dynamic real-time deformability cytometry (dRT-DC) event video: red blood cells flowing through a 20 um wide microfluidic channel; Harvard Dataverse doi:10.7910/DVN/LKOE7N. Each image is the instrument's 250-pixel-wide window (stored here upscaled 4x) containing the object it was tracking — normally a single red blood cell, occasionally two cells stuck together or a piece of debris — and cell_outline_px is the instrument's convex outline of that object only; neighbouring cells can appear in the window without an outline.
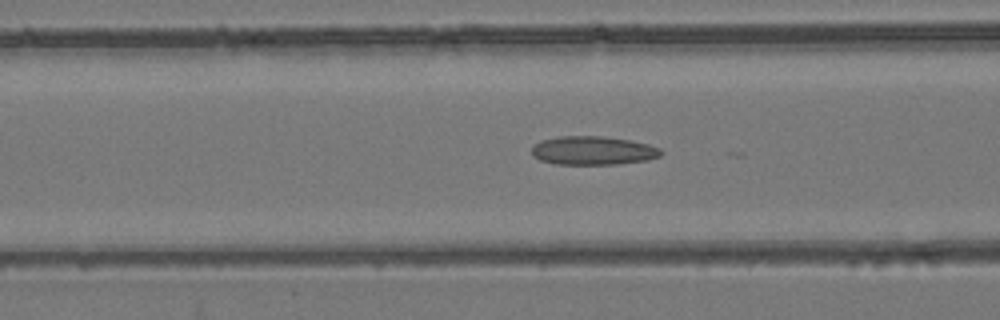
{"species": "common noctule bat (a hibernating species)", "species_latin": "Nyctalus noctula", "temperature_condition": "room temperature", "stored_images_in_passage": 32, "camera_frame_rate_fps": 3000, "um_per_image_px": 0.085, "animal": {"sex": "female", "body_mass_g": 24.6, "forearm_length_mm": 56.2}, "frame": {"image": 1, "passage_image": 23, "time_ms": 7.333, "image_size_px": [1000, 320], "cell_outline_px": [[664, 152], [660, 156], [648, 160], [616, 164], [556, 164], [540, 160], [532, 156], [532, 144], [540, 140], [560, 136], [604, 136], [628, 140], [648, 144], [660, 148]], "centroid_in_image_um": [50.38, 12.79], "position_along_channel_um": 116.2, "area_um2": 21.73}}
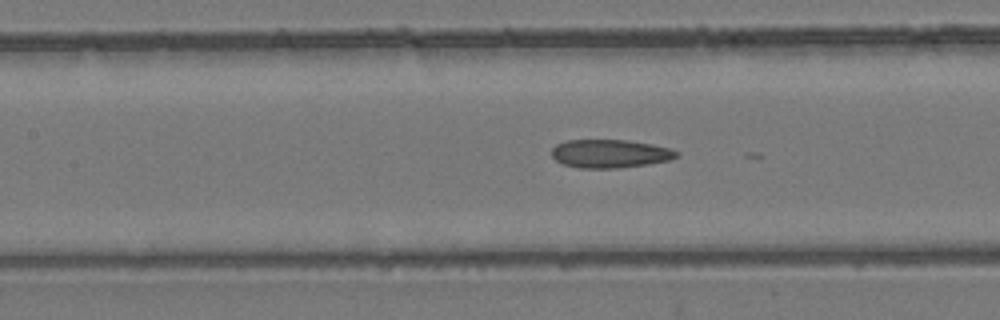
{"frame": {"image": 2, "passage_image": 26, "time_ms": 8.333, "image_size_px": [1000, 320], "cell_outline_px": [[680, 156], [672, 160], [648, 164], [616, 168], [580, 168], [564, 164], [556, 160], [552, 156], [552, 148], [556, 144], [568, 140], [628, 140], [652, 144], [672, 148], [680, 152]], "centroid_in_image_um": [51.92, 13.06], "position_along_channel_um": 155.5, "area_um2": 20.81}}
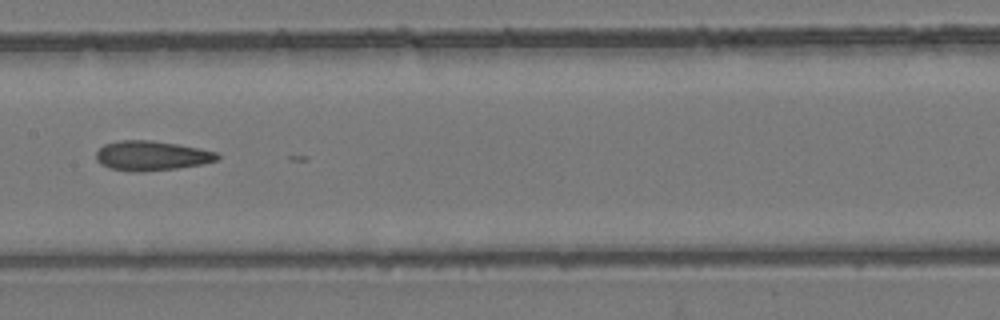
{"frame": {"image": 3, "passage_image": 29, "time_ms": 9.333, "image_size_px": [1000, 320], "cell_outline_px": [[220, 156], [216, 160], [200, 164], [176, 168], [136, 172], [128, 172], [108, 168], [100, 164], [96, 160], [96, 152], [104, 144], [120, 140], [152, 140], [200, 148], [216, 152]], "centroid_in_image_um": [12.82, 13.23], "position_along_channel_um": 194.6, "area_um2": 20.92}}